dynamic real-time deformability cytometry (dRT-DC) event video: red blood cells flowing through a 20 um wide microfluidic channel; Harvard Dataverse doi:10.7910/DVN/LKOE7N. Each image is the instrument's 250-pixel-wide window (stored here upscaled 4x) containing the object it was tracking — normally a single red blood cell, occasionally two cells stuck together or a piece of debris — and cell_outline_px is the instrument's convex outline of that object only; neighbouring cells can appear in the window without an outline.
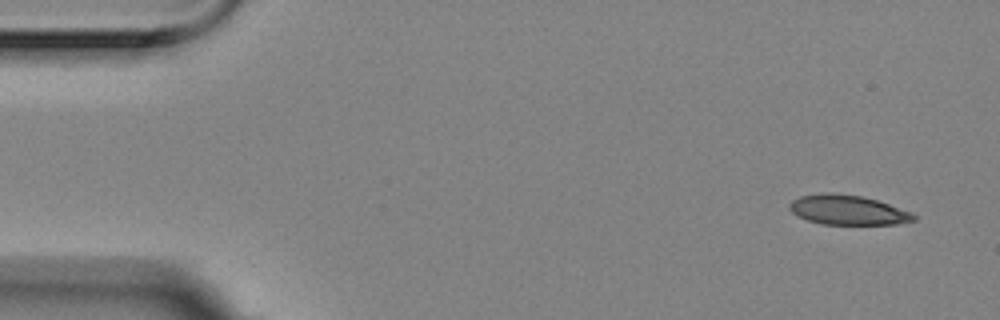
{"species": "Egyptian fruit bat (a non-hibernating species)", "species_latin": "Rousettus aegyptiacus", "temperature_condition": "room temperature", "stored_images_in_passage": 8, "camera_frame_rate_fps": 3000, "um_per_image_px": 0.085, "animal": {"sex": "female"}, "frame": {"image": 1, "passage_image": 1, "time_ms": 0.0, "image_size_px": [1000, 320], "cell_outline_px": [[916, 220], [896, 224], [820, 224], [796, 216], [788, 208], [788, 204], [792, 200], [800, 196], [824, 192], [832, 192], [860, 196], [876, 200], [912, 212], [916, 216]], "centroid_in_image_um": [72.02, 17.84], "position_along_channel_um": 13.0, "area_um2": 21.56}}
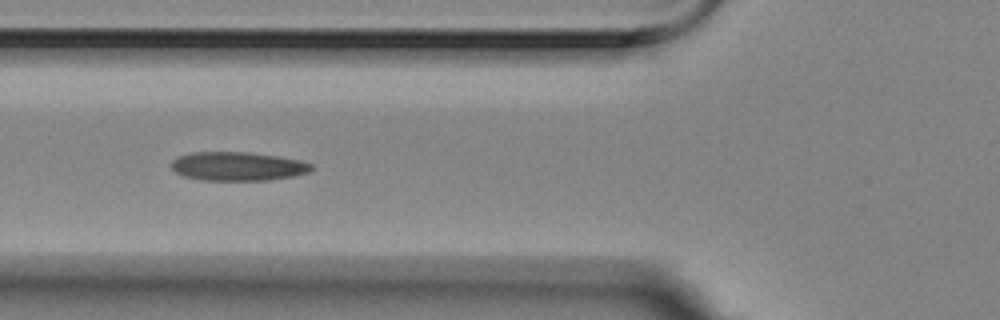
{"frame": {"image": 2, "passage_image": 6, "time_ms": 1.667, "image_size_px": [1000, 320], "cell_outline_px": [[312, 168], [308, 172], [292, 176], [268, 180], [204, 180], [184, 176], [176, 172], [172, 168], [172, 160], [176, 156], [192, 152], [248, 152], [276, 156], [300, 160], [312, 164]], "centroid_in_image_um": [20.18, 14.13], "position_along_channel_um": 105.6, "area_um2": 23.35}}
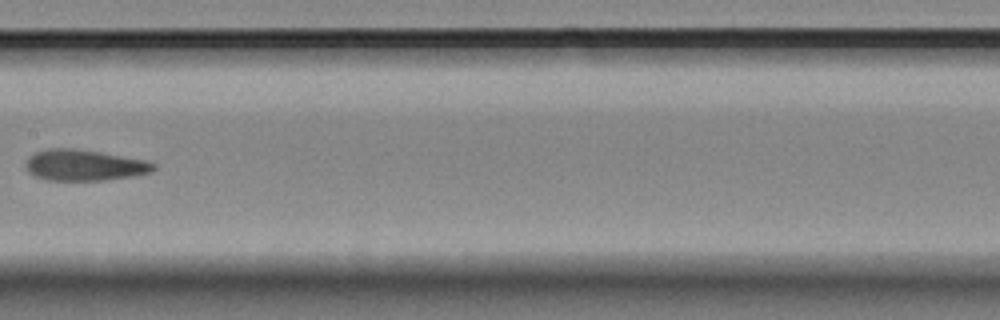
{"frame": {"image": 3, "passage_image": 8, "time_ms": 2.333, "image_size_px": [1000, 320], "cell_outline_px": [[156, 168], [152, 172], [132, 176], [104, 180], [48, 180], [36, 176], [28, 172], [24, 164], [28, 156], [36, 152], [48, 148], [72, 148], [100, 152], [144, 160], [156, 164]], "centroid_in_image_um": [7.14, 14.04], "position_along_channel_um": 200.3, "area_um2": 23.06}}